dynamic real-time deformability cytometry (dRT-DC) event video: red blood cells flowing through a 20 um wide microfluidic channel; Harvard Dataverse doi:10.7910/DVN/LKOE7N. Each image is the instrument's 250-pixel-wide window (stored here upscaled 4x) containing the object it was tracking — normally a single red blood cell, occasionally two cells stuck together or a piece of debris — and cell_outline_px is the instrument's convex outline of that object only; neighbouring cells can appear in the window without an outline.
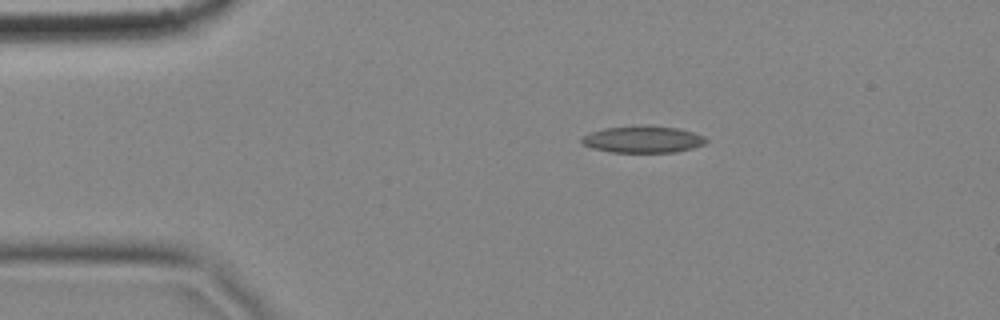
{"species": "common noctule bat (a hibernating species)", "species_latin": "Nyctalus noctula", "temperature_condition": "cold", "stored_images_in_passage": 5, "camera_frame_rate_fps": 3000, "um_per_image_px": 0.085, "animal": {"sex": "female", "body_mass_g": 18.4}, "frame": {"image": 1, "passage_image": 2, "time_ms": 0.333, "image_size_px": [1000, 320], "cell_outline_px": [[708, 140], [704, 144], [692, 148], [676, 152], [612, 152], [592, 148], [584, 144], [580, 140], [580, 136], [604, 128], [676, 128], [692, 132], [704, 136]], "centroid_in_image_um": [54.63, 11.89], "position_along_channel_um": 30.4, "area_um2": 18.5}}
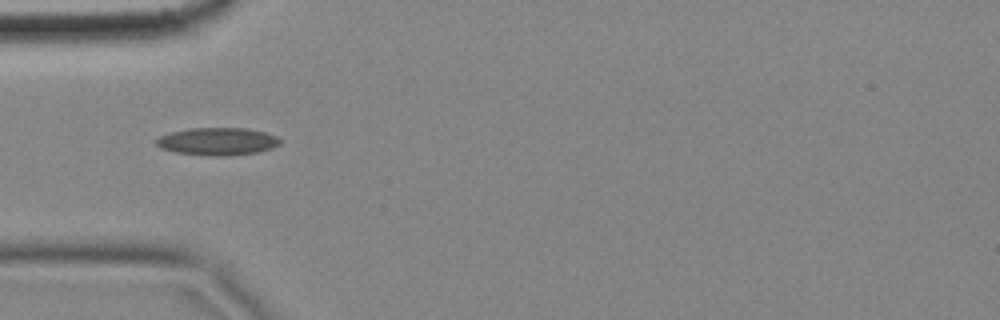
{"frame": {"image": 2, "passage_image": 4, "time_ms": 1.0, "image_size_px": [1000, 320], "cell_outline_px": [[280, 144], [272, 148], [256, 152], [224, 156], [216, 156], [176, 152], [160, 148], [156, 144], [156, 140], [160, 136], [172, 132], [192, 128], [244, 128], [264, 132], [276, 136], [280, 140]], "centroid_in_image_um": [18.49, 12.02], "position_along_channel_um": 66.5, "area_um2": 19.59}}
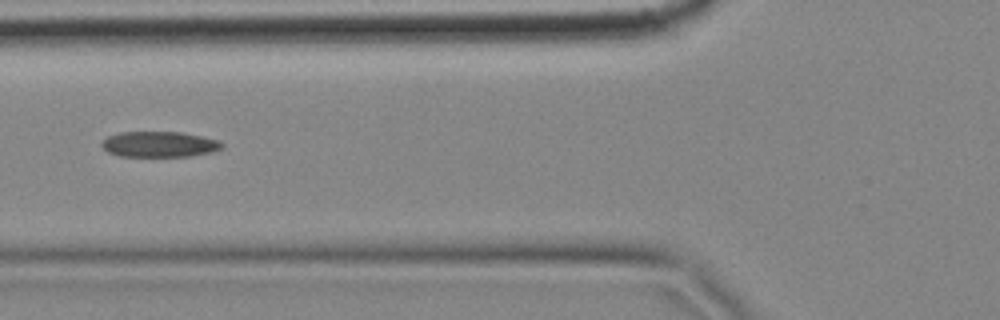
{"frame": {"image": 3, "passage_image": 5, "time_ms": 1.333, "image_size_px": [1000, 320], "cell_outline_px": [[224, 144], [220, 148], [212, 152], [188, 156], [120, 156], [108, 152], [100, 144], [108, 136], [120, 132], [180, 132], [220, 140]], "centroid_in_image_um": [13.54, 12.26], "position_along_channel_um": 112.3, "area_um2": 17.8}}